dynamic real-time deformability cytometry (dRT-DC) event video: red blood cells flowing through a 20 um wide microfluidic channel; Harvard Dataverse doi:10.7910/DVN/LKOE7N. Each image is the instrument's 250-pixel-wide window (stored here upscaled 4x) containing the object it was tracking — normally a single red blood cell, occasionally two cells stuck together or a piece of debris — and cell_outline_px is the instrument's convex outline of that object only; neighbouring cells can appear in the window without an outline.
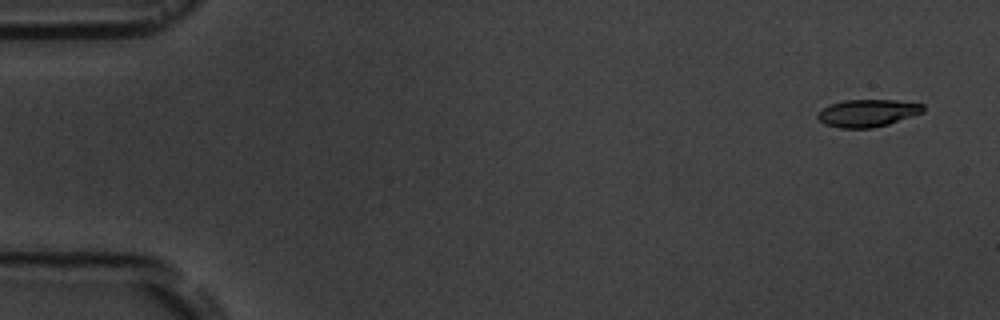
{"species": "common noctule bat (a hibernating species)", "species_latin": "Nyctalus noctula", "temperature_condition": "room temperature", "stored_images_in_passage": 4, "camera_frame_rate_fps": 3000, "um_per_image_px": 0.085, "animal": {"sex": "male", "body_mass_g": 19.5, "forearm_length_mm": 54.6}, "frame": {"image": 1, "passage_image": 1, "time_ms": 0.0, "image_size_px": [1000, 320], "cell_outline_px": [[924, 112], [888, 124], [872, 128], [840, 128], [824, 124], [816, 116], [824, 108], [832, 104], [844, 100], [896, 100], [924, 104]], "centroid_in_image_um": [73.77, 9.61], "position_along_channel_um": 11.2, "area_um2": 16.7}}
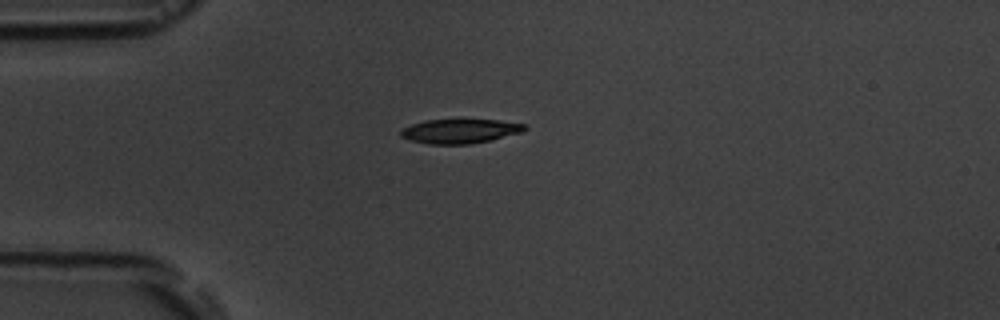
{"frame": {"image": 2, "passage_image": 4, "time_ms": 4.0, "image_size_px": [1000, 320], "cell_outline_px": [[528, 128], [520, 132], [492, 140], [468, 144], [428, 144], [412, 140], [400, 136], [400, 128], [424, 120], [460, 116], [500, 120], [524, 124]], "centroid_in_image_um": [39.08, 11.08], "position_along_channel_um": 45.9, "area_um2": 18.55}}